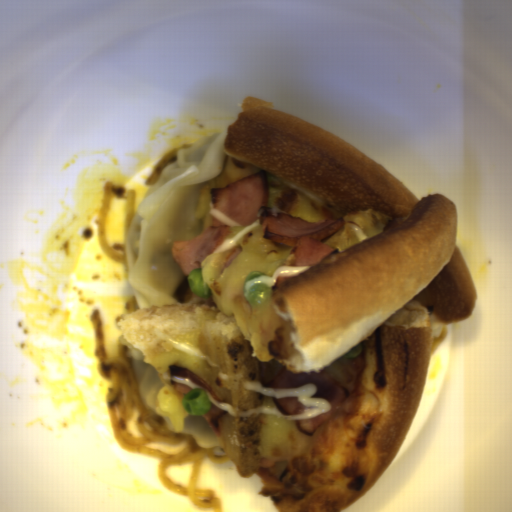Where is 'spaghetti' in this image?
I'll use <instances>...</instances> for the list:
<instances>
[{"label": "spaghetti", "mask_w": 512, "mask_h": 512, "mask_svg": "<svg viewBox=\"0 0 512 512\" xmlns=\"http://www.w3.org/2000/svg\"><path fill=\"white\" fill-rule=\"evenodd\" d=\"M90 318L97 354V373L110 384L106 390L105 404L118 445L126 451L157 458L158 479L171 492L187 498L201 510L224 512L219 495L211 488L198 486V481L205 460L226 464L232 461L230 456L217 455L218 448L222 447L221 444H217L214 448H204L188 432L184 430L176 432L175 429L166 428L164 419L158 414L156 408L145 404L140 397L130 356L122 345L120 344L119 354L115 358L106 356L100 310H92ZM135 408L140 410L136 421L141 434L140 438H133L127 427ZM185 440L186 448L175 455L146 447L147 444L155 441L176 445ZM189 462L193 467L188 486L174 484L167 478L165 469L168 465Z\"/></svg>", "instance_id": "obj_1"}, {"label": "spaghetti", "mask_w": 512, "mask_h": 512, "mask_svg": "<svg viewBox=\"0 0 512 512\" xmlns=\"http://www.w3.org/2000/svg\"><path fill=\"white\" fill-rule=\"evenodd\" d=\"M115 190V181L105 182L104 192L99 208L98 224H97V236L98 244L102 249L103 253L123 265L124 273H128L127 265V251L126 242L129 237L130 231L133 226L135 216V204H136V189L128 188L125 198L124 218H123V235H122V249L123 253H118L114 250L108 241L107 236V222L110 215L112 201Z\"/></svg>", "instance_id": "obj_2"}, {"label": "spaghetti", "mask_w": 512, "mask_h": 512, "mask_svg": "<svg viewBox=\"0 0 512 512\" xmlns=\"http://www.w3.org/2000/svg\"><path fill=\"white\" fill-rule=\"evenodd\" d=\"M193 145L194 144H179L168 151L153 167V172L144 181L145 186L155 185L163 177L164 170L174 162L179 150L190 148Z\"/></svg>", "instance_id": "obj_3"}, {"label": "spaghetti", "mask_w": 512, "mask_h": 512, "mask_svg": "<svg viewBox=\"0 0 512 512\" xmlns=\"http://www.w3.org/2000/svg\"><path fill=\"white\" fill-rule=\"evenodd\" d=\"M449 324L430 323V357L433 355L435 349L445 340L448 334Z\"/></svg>", "instance_id": "obj_4"}, {"label": "spaghetti", "mask_w": 512, "mask_h": 512, "mask_svg": "<svg viewBox=\"0 0 512 512\" xmlns=\"http://www.w3.org/2000/svg\"><path fill=\"white\" fill-rule=\"evenodd\" d=\"M138 309H142L136 296L134 295L132 298H130L126 303H125V310L126 312L122 313L121 315H119L117 317V319L115 320V324H118L120 319L129 315L130 313L138 310Z\"/></svg>", "instance_id": "obj_5"}]
</instances>
